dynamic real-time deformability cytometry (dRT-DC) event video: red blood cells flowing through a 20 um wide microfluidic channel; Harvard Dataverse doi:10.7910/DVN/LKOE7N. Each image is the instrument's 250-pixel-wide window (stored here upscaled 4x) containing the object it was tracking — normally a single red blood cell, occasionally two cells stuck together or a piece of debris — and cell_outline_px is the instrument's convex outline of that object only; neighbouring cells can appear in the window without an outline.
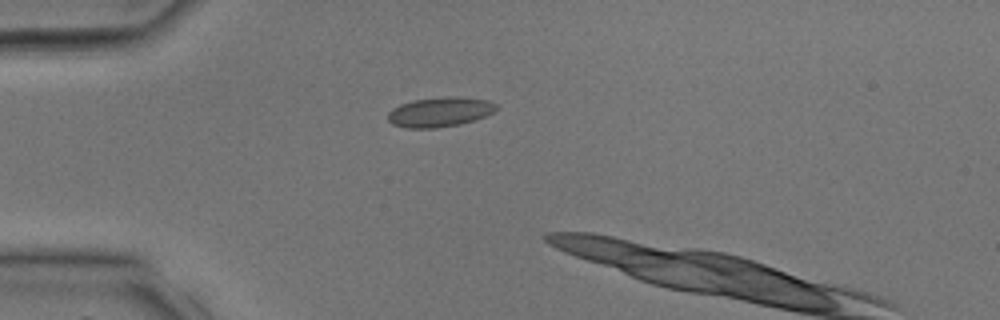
{"species": "common noctule bat (a hibernating species)", "species_latin": "Nyctalus noctula", "temperature_condition": "room temperature", "stored_images_in_passage": 3, "camera_frame_rate_fps": 3000, "um_per_image_px": 0.085, "animal": {"sex": "male", "body_mass_g": 17.9, "forearm_length_mm": 54.2}, "frame": {"image": 1, "passage_image": 1, "time_ms": 0.0, "image_size_px": [1000, 320], "cell_outline_px": [[496, 108], [492, 112], [484, 116], [460, 124], [436, 128], [408, 128], [392, 124], [388, 120], [388, 112], [392, 108], [400, 104], [412, 100], [448, 96], [452, 96], [488, 100], [496, 104]], "centroid_in_image_um": [37.33, 9.51], "position_along_channel_um": 47.7, "area_um2": 18.61}}